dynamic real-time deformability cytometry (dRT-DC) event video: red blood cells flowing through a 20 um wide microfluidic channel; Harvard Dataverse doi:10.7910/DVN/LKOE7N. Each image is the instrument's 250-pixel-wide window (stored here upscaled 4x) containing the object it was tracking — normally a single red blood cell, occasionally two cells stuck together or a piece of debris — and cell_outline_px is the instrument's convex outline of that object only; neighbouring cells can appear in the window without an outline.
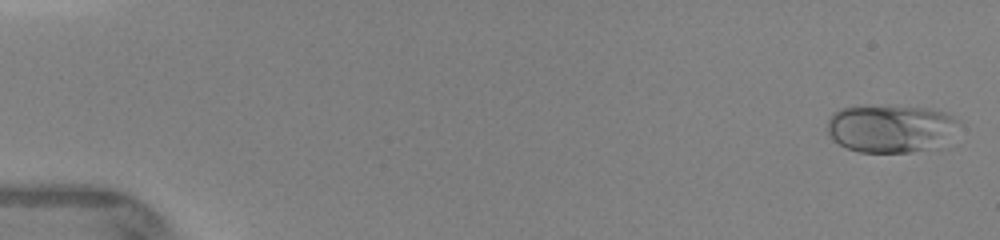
{"species": "human", "species_latin": "Homo sapiens", "temperature_condition": "warm", "stored_images_in_passage": 21, "camera_frame_rate_fps": 3000, "um_per_image_px": 0.085, "donor": {"sex": "female"}, "frame": {"image": 1, "passage_image": 2, "time_ms": 0.333, "image_size_px": [1000, 240], "cell_outline_px": [[960, 120], [936, 148], [908, 152], [860, 152], [848, 148], [840, 144], [828, 132], [828, 120], [832, 112], [840, 108], [856, 104], [892, 104], [936, 108], [948, 112]], "centroid_in_image_um": [75.66, 10.84], "position_along_channel_um": 9.3, "area_um2": 37.4}}
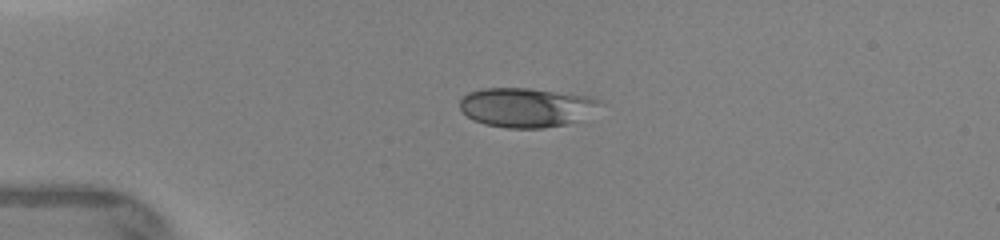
{"frame": {"image": 2, "passage_image": 16, "time_ms": 3.667, "image_size_px": [1000, 240], "cell_outline_px": [[604, 104], [580, 120], [564, 124], [544, 128], [508, 128], [484, 124], [472, 120], [460, 108], [460, 96], [468, 92], [484, 88], [528, 88], [588, 96], [600, 100]], "centroid_in_image_um": [44.71, 9.13], "position_along_channel_um": 40.3, "area_um2": 32.19}}